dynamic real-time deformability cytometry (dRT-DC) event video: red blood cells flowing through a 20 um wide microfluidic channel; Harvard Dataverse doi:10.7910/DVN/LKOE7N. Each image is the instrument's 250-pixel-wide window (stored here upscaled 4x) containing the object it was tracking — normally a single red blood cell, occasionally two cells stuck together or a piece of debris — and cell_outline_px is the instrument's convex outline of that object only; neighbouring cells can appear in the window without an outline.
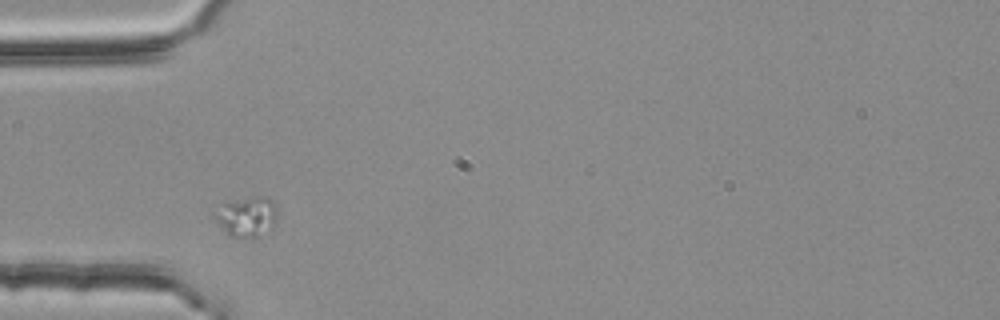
{"species": "common noctule bat (a hibernating species)", "species_latin": "Nyctalus noctula", "temperature_condition": "room temperature", "stored_images_in_passage": 2, "camera_frame_rate_fps": 3000, "um_per_image_px": 0.085, "animal": {"sex": "female", "body_mass_g": 25.1}, "frame": {"image": 1, "passage_image": 1, "time_ms": 0.0, "image_size_px": [1000, 320], "cell_outline_px": [[276, 220], [272, 228], [252, 240], [248, 240], [228, 236], [212, 216], [212, 204], [256, 196], [268, 196], [272, 200], [276, 208]], "centroid_in_image_um": [20.88, 18.42], "position_along_channel_um": 64.1, "area_um2": 15.55}}